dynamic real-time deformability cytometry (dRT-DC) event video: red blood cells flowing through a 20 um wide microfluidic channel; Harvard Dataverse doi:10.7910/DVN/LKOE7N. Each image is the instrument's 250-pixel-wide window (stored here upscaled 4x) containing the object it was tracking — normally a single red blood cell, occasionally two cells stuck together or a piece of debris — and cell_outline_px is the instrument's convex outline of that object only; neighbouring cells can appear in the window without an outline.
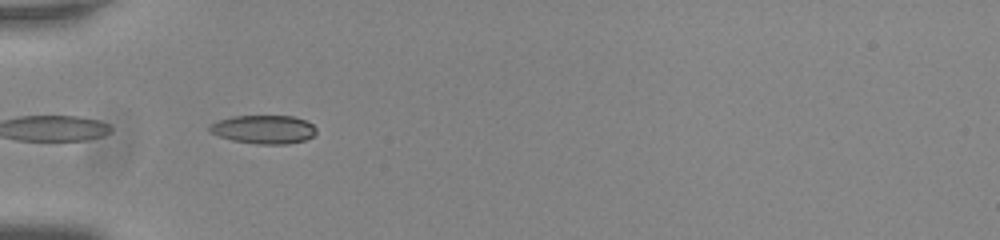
{"species": "common noctule bat (a hibernating species)", "species_latin": "Nyctalus noctula", "temperature_condition": "room temperature", "stored_images_in_passage": 8, "camera_frame_rate_fps": 3000, "um_per_image_px": 0.085, "animal": {"sex": "male", "body_mass_g": 20.0, "forearm_length_mm": 53.3}, "frame": {"image": 1, "passage_image": 2, "time_ms": 0.333, "image_size_px": [1000, 240], "cell_outline_px": [[316, 132], [312, 136], [304, 140], [288, 144], [256, 144], [232, 140], [208, 132], [208, 128], [212, 124], [220, 120], [232, 116], [292, 116], [304, 120], [312, 124], [316, 128]], "centroid_in_image_um": [22.41, 11.0], "position_along_channel_um": 62.6, "area_um2": 17.63}}